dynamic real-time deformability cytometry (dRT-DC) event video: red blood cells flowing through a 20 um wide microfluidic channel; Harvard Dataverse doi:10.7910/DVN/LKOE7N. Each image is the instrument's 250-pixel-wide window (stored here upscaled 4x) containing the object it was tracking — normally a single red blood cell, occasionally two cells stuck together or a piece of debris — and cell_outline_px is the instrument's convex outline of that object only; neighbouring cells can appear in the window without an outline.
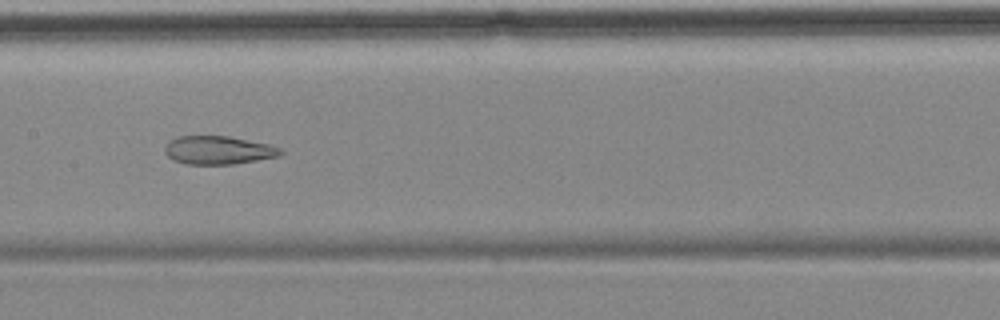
{"species": "common noctule bat (a hibernating species)", "species_latin": "Nyctalus noctula", "temperature_condition": "cold", "stored_images_in_passage": 8, "camera_frame_rate_fps": 3000, "um_per_image_px": 0.085, "animal": {"sex": "female", "body_mass_g": 18.4}, "frame": {"image": 1, "passage_image": 7, "time_ms": 7.0, "image_size_px": [1000, 320], "cell_outline_px": [[284, 152], [280, 156], [232, 164], [188, 164], [172, 160], [164, 152], [164, 148], [168, 140], [180, 136], [228, 136], [268, 144], [280, 148]], "centroid_in_image_um": [18.53, 12.76], "position_along_channel_um": 188.9, "area_um2": 19.07}}